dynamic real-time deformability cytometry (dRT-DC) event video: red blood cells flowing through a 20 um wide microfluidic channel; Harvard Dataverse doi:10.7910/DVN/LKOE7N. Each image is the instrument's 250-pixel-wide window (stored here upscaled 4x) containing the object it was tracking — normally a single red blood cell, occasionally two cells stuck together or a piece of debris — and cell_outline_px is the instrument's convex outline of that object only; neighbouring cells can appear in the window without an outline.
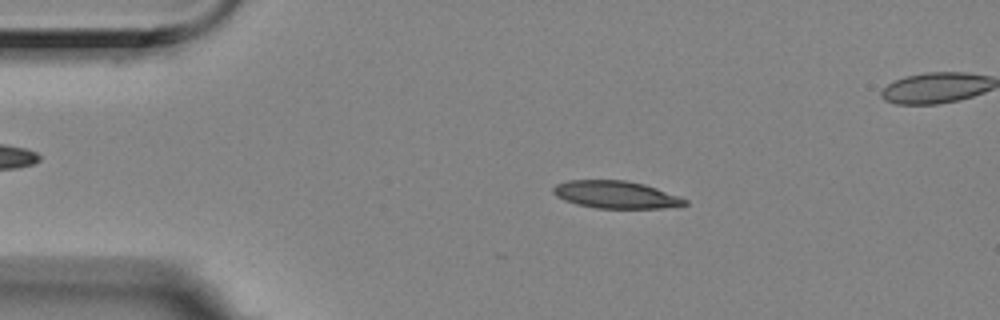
{"species": "Egyptian fruit bat (a non-hibernating species)", "species_latin": "Rousettus aegyptiacus", "temperature_condition": "room temperature", "stored_images_in_passage": 5, "camera_frame_rate_fps": 3000, "um_per_image_px": 0.085, "animal": {"sex": "female"}, "frame": {"image": 1, "passage_image": 2, "time_ms": 0.333, "image_size_px": [1000, 320], "cell_outline_px": [[688, 204], [664, 208], [596, 208], [576, 204], [564, 200], [556, 196], [552, 192], [552, 188], [556, 184], [568, 180], [624, 180], [644, 184], [680, 196], [688, 200]], "centroid_in_image_um": [52.34, 16.54], "position_along_channel_um": 32.7, "area_um2": 21.1}}
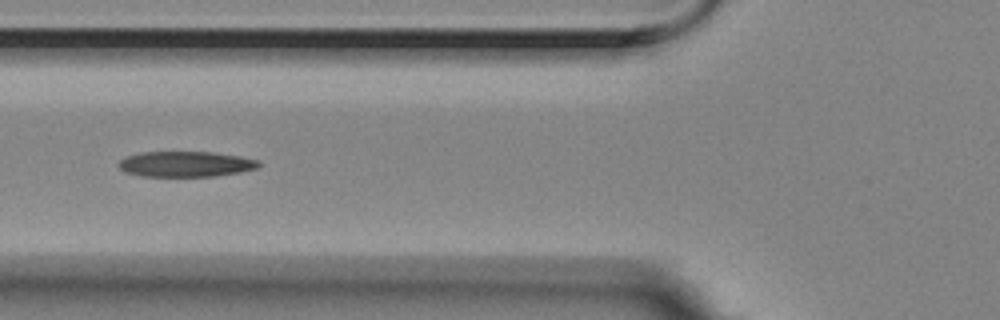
{"frame": {"image": 2, "passage_image": 5, "time_ms": 1.333, "image_size_px": [1000, 320], "cell_outline_px": [[260, 164], [256, 168], [240, 172], [216, 176], [140, 176], [124, 172], [120, 168], [120, 160], [128, 156], [140, 152], [212, 152], [240, 156], [260, 160]], "centroid_in_image_um": [15.8, 13.94], "position_along_channel_um": 110.0, "area_um2": 20.75}}